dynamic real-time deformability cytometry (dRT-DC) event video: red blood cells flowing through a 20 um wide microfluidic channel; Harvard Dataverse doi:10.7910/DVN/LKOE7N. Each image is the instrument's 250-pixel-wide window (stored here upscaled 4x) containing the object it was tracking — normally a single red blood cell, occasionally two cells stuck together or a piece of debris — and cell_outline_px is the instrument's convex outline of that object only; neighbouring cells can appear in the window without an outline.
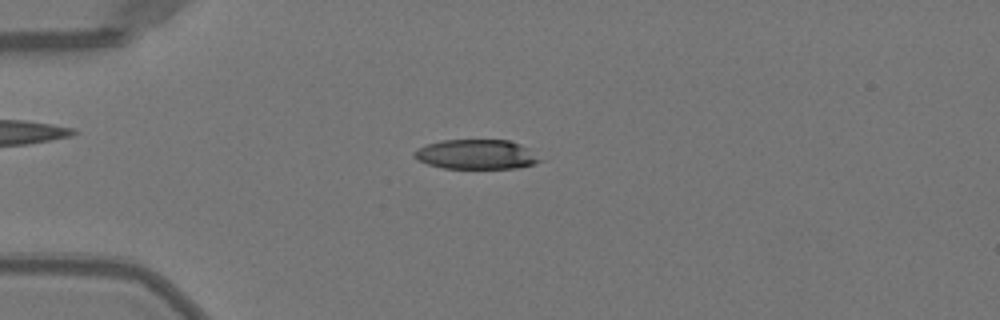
{"species": "Egyptian fruit bat (a non-hibernating species)", "species_latin": "Rousettus aegyptiacus", "temperature_condition": "warm", "stored_images_in_passage": 40, "camera_frame_rate_fps": 3000, "um_per_image_px": 0.085, "animal": {"sex": "female"}, "frame": {"image": 1, "passage_image": 7, "time_ms": 2.0, "image_size_px": [1000, 320], "cell_outline_px": [[544, 160], [532, 164], [516, 168], [444, 168], [428, 164], [412, 156], [412, 152], [416, 148], [428, 144], [444, 140], [508, 140], [520, 144], [528, 148]], "centroid_in_image_um": [40.48, 13.12], "position_along_channel_um": 44.5, "area_um2": 21.62}}
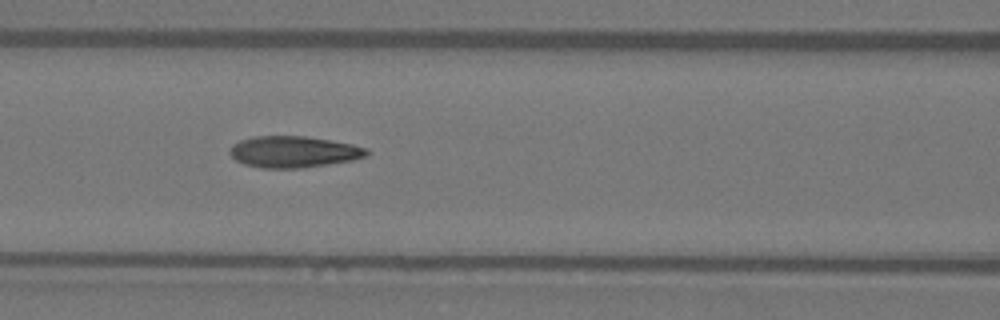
{"frame": {"image": 2, "passage_image": 16, "time_ms": 5.0, "image_size_px": [1000, 320], "cell_outline_px": [[368, 156], [352, 160], [304, 168], [260, 168], [244, 164], [236, 160], [228, 152], [232, 144], [240, 140], [252, 136], [304, 136], [352, 144], [368, 148]], "centroid_in_image_um": [24.93, 12.91], "position_along_channel_um": 141.7, "area_um2": 25.14}}
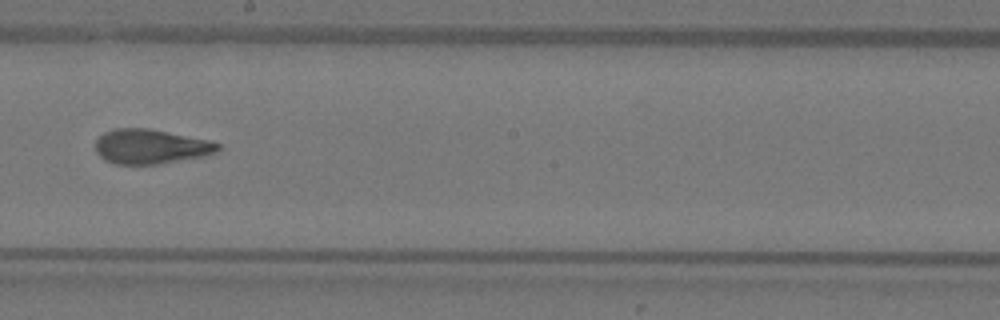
{"frame": {"image": 3, "passage_image": 23, "time_ms": 7.333, "image_size_px": [1000, 320], "cell_outline_px": [[220, 148], [216, 152], [204, 156], [156, 164], [116, 164], [104, 160], [96, 152], [96, 140], [104, 132], [116, 128], [148, 128], [208, 140], [220, 144]], "centroid_in_image_um": [12.78, 12.45], "position_along_channel_um": 235.4, "area_um2": 24.51}}